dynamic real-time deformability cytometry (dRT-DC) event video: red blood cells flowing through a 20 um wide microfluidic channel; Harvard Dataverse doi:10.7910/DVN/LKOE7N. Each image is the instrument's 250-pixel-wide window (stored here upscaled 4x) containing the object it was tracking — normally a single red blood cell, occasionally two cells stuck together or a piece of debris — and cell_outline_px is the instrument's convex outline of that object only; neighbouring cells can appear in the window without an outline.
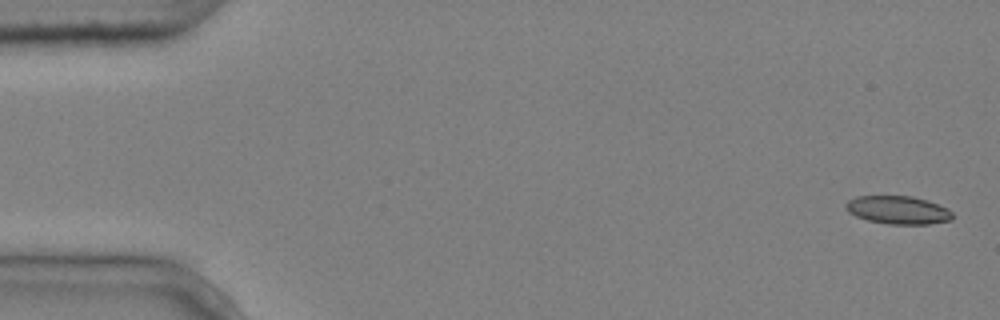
{"species": "common noctule bat (a hibernating species)", "species_latin": "Nyctalus noctula", "temperature_condition": "cold", "stored_images_in_passage": 4, "camera_frame_rate_fps": 3000, "um_per_image_px": 0.085, "animal": {"sex": "male", "body_mass_g": 20.4}, "frame": {"image": 1, "passage_image": 1, "time_ms": 0.0, "image_size_px": [1000, 320], "cell_outline_px": [[952, 220], [928, 224], [888, 224], [868, 220], [856, 216], [848, 212], [844, 208], [844, 204], [848, 200], [856, 196], [912, 196], [928, 200], [948, 208], [952, 212]], "centroid_in_image_um": [76.32, 17.84], "position_along_channel_um": 8.7, "area_um2": 17.63}}
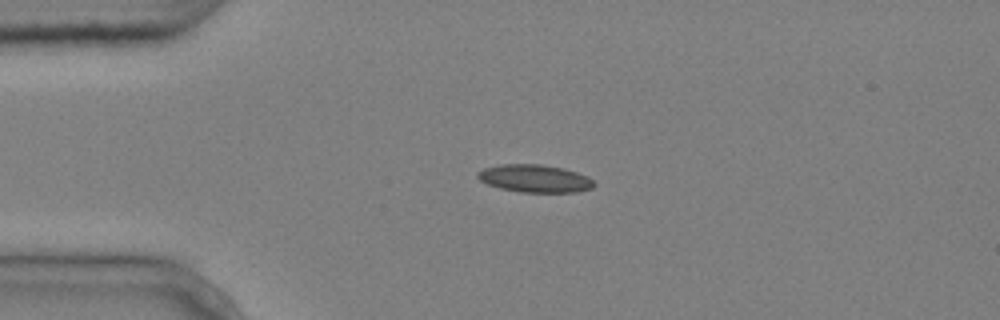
{"frame": {"image": 2, "passage_image": 4, "time_ms": 1.0, "image_size_px": [1000, 320], "cell_outline_px": [[596, 184], [592, 188], [576, 192], [520, 192], [500, 188], [488, 184], [480, 180], [476, 176], [476, 172], [484, 168], [500, 164], [540, 164], [564, 168], [588, 176]], "centroid_in_image_um": [45.45, 15.17], "position_along_channel_um": 39.5, "area_um2": 18.84}}